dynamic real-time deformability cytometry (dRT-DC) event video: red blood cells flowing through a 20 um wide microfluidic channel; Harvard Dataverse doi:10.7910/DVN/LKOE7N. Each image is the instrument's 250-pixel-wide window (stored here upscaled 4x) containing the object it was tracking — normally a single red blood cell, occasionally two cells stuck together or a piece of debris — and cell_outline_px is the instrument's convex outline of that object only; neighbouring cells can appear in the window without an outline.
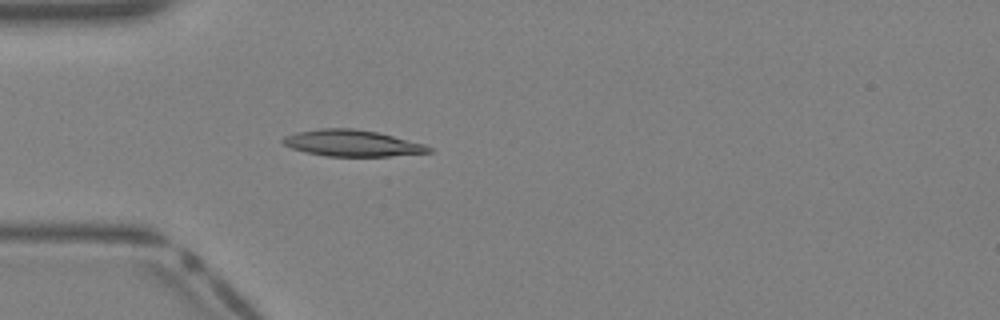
{"species": "Egyptian fruit bat (a non-hibernating species)", "species_latin": "Rousettus aegyptiacus", "temperature_condition": "warm", "stored_images_in_passage": 37, "camera_frame_rate_fps": 3000, "um_per_image_px": 0.085, "animal": {"sex": "female"}, "frame": {"image": 1, "passage_image": 9, "time_ms": 2.667, "image_size_px": [1000, 320], "cell_outline_px": [[432, 152], [388, 156], [324, 156], [292, 148], [284, 144], [280, 140], [284, 136], [296, 132], [320, 128], [352, 128], [376, 132], [424, 144], [432, 148]], "centroid_in_image_um": [29.9, 12.17], "position_along_channel_um": 55.1, "area_um2": 22.2}}
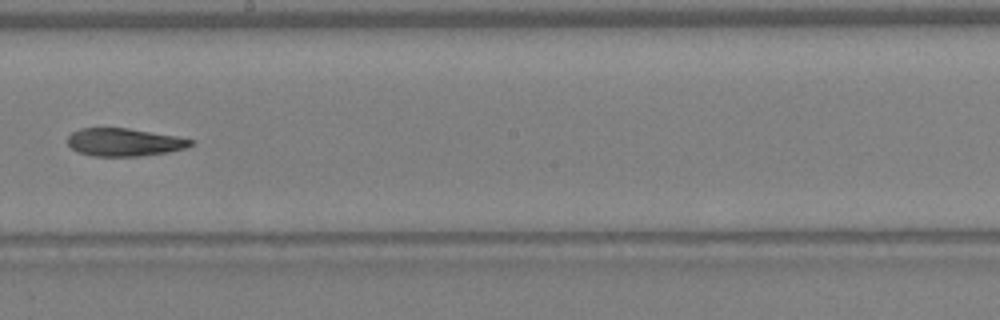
{"frame": {"image": 2, "passage_image": 20, "time_ms": 6.333, "image_size_px": [1000, 320], "cell_outline_px": [[196, 144], [184, 148], [168, 152], [144, 156], [92, 156], [80, 152], [72, 148], [68, 144], [68, 136], [72, 132], [80, 128], [128, 128], [176, 136], [196, 140]], "centroid_in_image_um": [10.6, 12.09], "position_along_channel_um": 237.6, "area_um2": 20.06}}
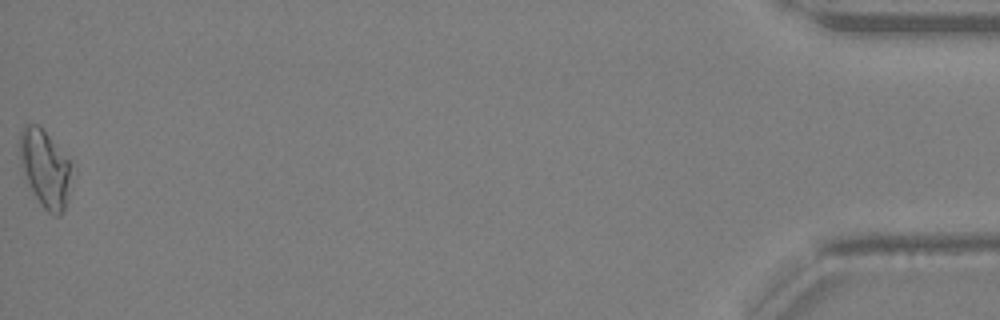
{"frame": {"image": 3, "passage_image": 37, "time_ms": 12.0, "image_size_px": [1000, 320], "cell_outline_px": [[76, 168], [68, 200], [60, 216], [52, 216], [40, 204], [28, 184], [24, 172], [20, 156], [20, 132], [24, 124], [36, 124], [48, 136]], "centroid_in_image_um": [3.9, 14.38], "position_along_channel_um": 431.3, "area_um2": 23.58}}